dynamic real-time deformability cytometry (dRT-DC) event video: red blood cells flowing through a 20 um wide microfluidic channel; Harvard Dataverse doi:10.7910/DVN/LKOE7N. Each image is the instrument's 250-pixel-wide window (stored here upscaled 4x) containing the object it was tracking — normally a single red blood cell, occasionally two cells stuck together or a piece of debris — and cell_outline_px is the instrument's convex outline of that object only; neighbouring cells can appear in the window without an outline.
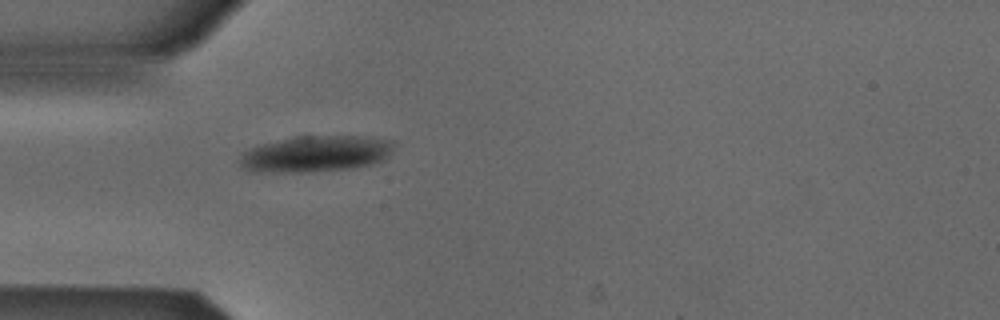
{"species": "Egyptian fruit bat (a non-hibernating species)", "species_latin": "Rousettus aegyptiacus", "temperature_condition": "cold", "stored_images_in_passage": 35, "camera_frame_rate_fps": 3000, "um_per_image_px": 0.085, "animal": {"sex": "male"}, "frame": {"image": 1, "passage_image": 1, "time_ms": 0.0, "image_size_px": [1000, 320], "cell_outline_px": [[396, 140], [392, 152], [384, 160], [368, 164], [348, 168], [312, 172], [260, 172], [244, 168], [240, 164], [240, 160], [244, 152], [260, 144], [276, 140], [296, 136], [360, 136]], "centroid_in_image_um": [26.88, 13.06], "position_along_channel_um": 58.1, "area_um2": 32.48}}
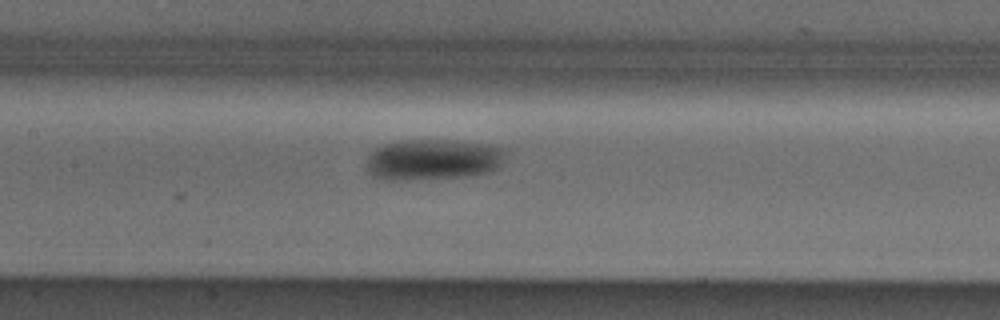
{"frame": {"image": 2, "passage_image": 10, "time_ms": 3.0, "image_size_px": [1000, 320], "cell_outline_px": [[508, 148], [504, 160], [496, 168], [484, 172], [460, 176], [396, 180], [380, 180], [368, 172], [368, 160], [372, 152], [376, 148], [384, 144], [396, 140], [456, 140], [492, 144]], "centroid_in_image_um": [36.83, 13.52], "position_along_channel_um": 170.6, "area_um2": 33.12}}
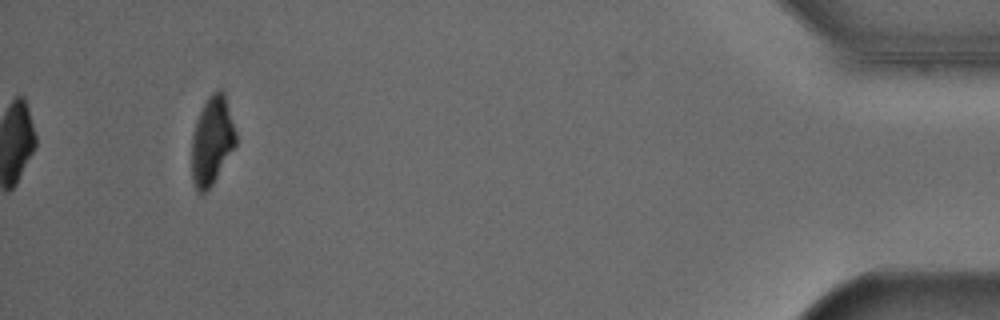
{"frame": {"image": 3, "passage_image": 35, "time_ms": 11.333, "image_size_px": [1000, 320], "cell_outline_px": [[236, 144], [212, 184], [204, 192], [196, 192], [192, 176], [192, 136], [196, 120], [208, 96], [216, 88], [220, 88], [224, 92], [236, 132]], "centroid_in_image_um": [18.01, 11.92], "position_along_channel_um": 417.2, "area_um2": 22.48}}